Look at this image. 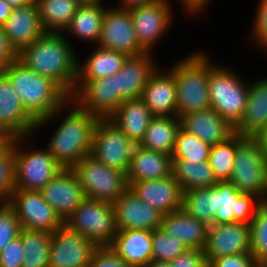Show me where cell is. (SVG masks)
I'll list each match as a JSON object with an SVG mask.
<instances>
[{
  "instance_id": "cell-58",
  "label": "cell",
  "mask_w": 267,
  "mask_h": 267,
  "mask_svg": "<svg viewBox=\"0 0 267 267\" xmlns=\"http://www.w3.org/2000/svg\"><path fill=\"white\" fill-rule=\"evenodd\" d=\"M254 267H267V262H256Z\"/></svg>"
},
{
  "instance_id": "cell-34",
  "label": "cell",
  "mask_w": 267,
  "mask_h": 267,
  "mask_svg": "<svg viewBox=\"0 0 267 267\" xmlns=\"http://www.w3.org/2000/svg\"><path fill=\"white\" fill-rule=\"evenodd\" d=\"M45 33H62L80 7L79 0H36Z\"/></svg>"
},
{
  "instance_id": "cell-19",
  "label": "cell",
  "mask_w": 267,
  "mask_h": 267,
  "mask_svg": "<svg viewBox=\"0 0 267 267\" xmlns=\"http://www.w3.org/2000/svg\"><path fill=\"white\" fill-rule=\"evenodd\" d=\"M117 230H149L159 228L163 214L142 201L128 188L112 204Z\"/></svg>"
},
{
  "instance_id": "cell-49",
  "label": "cell",
  "mask_w": 267,
  "mask_h": 267,
  "mask_svg": "<svg viewBox=\"0 0 267 267\" xmlns=\"http://www.w3.org/2000/svg\"><path fill=\"white\" fill-rule=\"evenodd\" d=\"M18 58V53L10 45L7 35L0 26V71H3Z\"/></svg>"
},
{
  "instance_id": "cell-33",
  "label": "cell",
  "mask_w": 267,
  "mask_h": 267,
  "mask_svg": "<svg viewBox=\"0 0 267 267\" xmlns=\"http://www.w3.org/2000/svg\"><path fill=\"white\" fill-rule=\"evenodd\" d=\"M172 175L179 183L182 192L211 187L218 182L208 161L194 162L183 158H172Z\"/></svg>"
},
{
  "instance_id": "cell-14",
  "label": "cell",
  "mask_w": 267,
  "mask_h": 267,
  "mask_svg": "<svg viewBox=\"0 0 267 267\" xmlns=\"http://www.w3.org/2000/svg\"><path fill=\"white\" fill-rule=\"evenodd\" d=\"M128 9L139 45L146 52L153 51L152 47L168 31L172 21V9L168 0H155Z\"/></svg>"
},
{
  "instance_id": "cell-53",
  "label": "cell",
  "mask_w": 267,
  "mask_h": 267,
  "mask_svg": "<svg viewBox=\"0 0 267 267\" xmlns=\"http://www.w3.org/2000/svg\"><path fill=\"white\" fill-rule=\"evenodd\" d=\"M153 1H155V0H123L118 7L128 9V8L136 6V5H142V4L153 2Z\"/></svg>"
},
{
  "instance_id": "cell-1",
  "label": "cell",
  "mask_w": 267,
  "mask_h": 267,
  "mask_svg": "<svg viewBox=\"0 0 267 267\" xmlns=\"http://www.w3.org/2000/svg\"><path fill=\"white\" fill-rule=\"evenodd\" d=\"M18 94L36 128L64 113L70 96L52 79L28 68L18 58L2 71ZM62 111V113H60Z\"/></svg>"
},
{
  "instance_id": "cell-48",
  "label": "cell",
  "mask_w": 267,
  "mask_h": 267,
  "mask_svg": "<svg viewBox=\"0 0 267 267\" xmlns=\"http://www.w3.org/2000/svg\"><path fill=\"white\" fill-rule=\"evenodd\" d=\"M169 263L171 267H204L207 264L204 251L196 248L186 249Z\"/></svg>"
},
{
  "instance_id": "cell-59",
  "label": "cell",
  "mask_w": 267,
  "mask_h": 267,
  "mask_svg": "<svg viewBox=\"0 0 267 267\" xmlns=\"http://www.w3.org/2000/svg\"><path fill=\"white\" fill-rule=\"evenodd\" d=\"M6 202L0 197V208L5 204Z\"/></svg>"
},
{
  "instance_id": "cell-42",
  "label": "cell",
  "mask_w": 267,
  "mask_h": 267,
  "mask_svg": "<svg viewBox=\"0 0 267 267\" xmlns=\"http://www.w3.org/2000/svg\"><path fill=\"white\" fill-rule=\"evenodd\" d=\"M251 253L256 262H267V206L260 205L250 223Z\"/></svg>"
},
{
  "instance_id": "cell-54",
  "label": "cell",
  "mask_w": 267,
  "mask_h": 267,
  "mask_svg": "<svg viewBox=\"0 0 267 267\" xmlns=\"http://www.w3.org/2000/svg\"><path fill=\"white\" fill-rule=\"evenodd\" d=\"M260 203L267 206V162L265 166L264 188L260 197Z\"/></svg>"
},
{
  "instance_id": "cell-41",
  "label": "cell",
  "mask_w": 267,
  "mask_h": 267,
  "mask_svg": "<svg viewBox=\"0 0 267 267\" xmlns=\"http://www.w3.org/2000/svg\"><path fill=\"white\" fill-rule=\"evenodd\" d=\"M186 249L188 247L182 241L166 234L160 227L152 231V261L171 262Z\"/></svg>"
},
{
  "instance_id": "cell-13",
  "label": "cell",
  "mask_w": 267,
  "mask_h": 267,
  "mask_svg": "<svg viewBox=\"0 0 267 267\" xmlns=\"http://www.w3.org/2000/svg\"><path fill=\"white\" fill-rule=\"evenodd\" d=\"M97 46L122 52L128 56L146 53L139 45L129 9L106 8Z\"/></svg>"
},
{
  "instance_id": "cell-23",
  "label": "cell",
  "mask_w": 267,
  "mask_h": 267,
  "mask_svg": "<svg viewBox=\"0 0 267 267\" xmlns=\"http://www.w3.org/2000/svg\"><path fill=\"white\" fill-rule=\"evenodd\" d=\"M129 188L163 215L182 209V190L173 175L164 179L133 182Z\"/></svg>"
},
{
  "instance_id": "cell-7",
  "label": "cell",
  "mask_w": 267,
  "mask_h": 267,
  "mask_svg": "<svg viewBox=\"0 0 267 267\" xmlns=\"http://www.w3.org/2000/svg\"><path fill=\"white\" fill-rule=\"evenodd\" d=\"M72 170L87 199L113 204L129 188L125 173L106 166L92 155L81 159Z\"/></svg>"
},
{
  "instance_id": "cell-57",
  "label": "cell",
  "mask_w": 267,
  "mask_h": 267,
  "mask_svg": "<svg viewBox=\"0 0 267 267\" xmlns=\"http://www.w3.org/2000/svg\"><path fill=\"white\" fill-rule=\"evenodd\" d=\"M80 4L99 5L101 6L103 0H79Z\"/></svg>"
},
{
  "instance_id": "cell-2",
  "label": "cell",
  "mask_w": 267,
  "mask_h": 267,
  "mask_svg": "<svg viewBox=\"0 0 267 267\" xmlns=\"http://www.w3.org/2000/svg\"><path fill=\"white\" fill-rule=\"evenodd\" d=\"M68 38L62 33H45L18 53L28 68L52 79L70 97L74 94L78 59Z\"/></svg>"
},
{
  "instance_id": "cell-56",
  "label": "cell",
  "mask_w": 267,
  "mask_h": 267,
  "mask_svg": "<svg viewBox=\"0 0 267 267\" xmlns=\"http://www.w3.org/2000/svg\"><path fill=\"white\" fill-rule=\"evenodd\" d=\"M145 267H171L169 262H149Z\"/></svg>"
},
{
  "instance_id": "cell-32",
  "label": "cell",
  "mask_w": 267,
  "mask_h": 267,
  "mask_svg": "<svg viewBox=\"0 0 267 267\" xmlns=\"http://www.w3.org/2000/svg\"><path fill=\"white\" fill-rule=\"evenodd\" d=\"M181 120L178 116H154L148 125L141 147L172 155Z\"/></svg>"
},
{
  "instance_id": "cell-44",
  "label": "cell",
  "mask_w": 267,
  "mask_h": 267,
  "mask_svg": "<svg viewBox=\"0 0 267 267\" xmlns=\"http://www.w3.org/2000/svg\"><path fill=\"white\" fill-rule=\"evenodd\" d=\"M251 36L257 46L267 50V0H260L257 5Z\"/></svg>"
},
{
  "instance_id": "cell-36",
  "label": "cell",
  "mask_w": 267,
  "mask_h": 267,
  "mask_svg": "<svg viewBox=\"0 0 267 267\" xmlns=\"http://www.w3.org/2000/svg\"><path fill=\"white\" fill-rule=\"evenodd\" d=\"M182 209L208 226L215 224V185L182 192Z\"/></svg>"
},
{
  "instance_id": "cell-20",
  "label": "cell",
  "mask_w": 267,
  "mask_h": 267,
  "mask_svg": "<svg viewBox=\"0 0 267 267\" xmlns=\"http://www.w3.org/2000/svg\"><path fill=\"white\" fill-rule=\"evenodd\" d=\"M40 192L64 222L86 199L83 188L72 169L62 168Z\"/></svg>"
},
{
  "instance_id": "cell-6",
  "label": "cell",
  "mask_w": 267,
  "mask_h": 267,
  "mask_svg": "<svg viewBox=\"0 0 267 267\" xmlns=\"http://www.w3.org/2000/svg\"><path fill=\"white\" fill-rule=\"evenodd\" d=\"M64 224L84 235L98 248L110 247L118 231L113 205L87 198L65 220Z\"/></svg>"
},
{
  "instance_id": "cell-29",
  "label": "cell",
  "mask_w": 267,
  "mask_h": 267,
  "mask_svg": "<svg viewBox=\"0 0 267 267\" xmlns=\"http://www.w3.org/2000/svg\"><path fill=\"white\" fill-rule=\"evenodd\" d=\"M208 225L188 215L183 209L164 214L160 228L188 248L204 250L208 235Z\"/></svg>"
},
{
  "instance_id": "cell-8",
  "label": "cell",
  "mask_w": 267,
  "mask_h": 267,
  "mask_svg": "<svg viewBox=\"0 0 267 267\" xmlns=\"http://www.w3.org/2000/svg\"><path fill=\"white\" fill-rule=\"evenodd\" d=\"M26 138H14L15 189L40 191L62 167L47 148L36 151L21 149L20 146H23L22 142H26Z\"/></svg>"
},
{
  "instance_id": "cell-22",
  "label": "cell",
  "mask_w": 267,
  "mask_h": 267,
  "mask_svg": "<svg viewBox=\"0 0 267 267\" xmlns=\"http://www.w3.org/2000/svg\"><path fill=\"white\" fill-rule=\"evenodd\" d=\"M151 53L129 56L117 72L118 107L125 100L141 98L150 76L158 68Z\"/></svg>"
},
{
  "instance_id": "cell-26",
  "label": "cell",
  "mask_w": 267,
  "mask_h": 267,
  "mask_svg": "<svg viewBox=\"0 0 267 267\" xmlns=\"http://www.w3.org/2000/svg\"><path fill=\"white\" fill-rule=\"evenodd\" d=\"M110 248L130 267H145L152 261V231L118 230Z\"/></svg>"
},
{
  "instance_id": "cell-55",
  "label": "cell",
  "mask_w": 267,
  "mask_h": 267,
  "mask_svg": "<svg viewBox=\"0 0 267 267\" xmlns=\"http://www.w3.org/2000/svg\"><path fill=\"white\" fill-rule=\"evenodd\" d=\"M13 8L21 7L29 3L34 2L35 0H5Z\"/></svg>"
},
{
  "instance_id": "cell-10",
  "label": "cell",
  "mask_w": 267,
  "mask_h": 267,
  "mask_svg": "<svg viewBox=\"0 0 267 267\" xmlns=\"http://www.w3.org/2000/svg\"><path fill=\"white\" fill-rule=\"evenodd\" d=\"M136 144L108 118H99L94 132L91 155L108 167L127 173Z\"/></svg>"
},
{
  "instance_id": "cell-39",
  "label": "cell",
  "mask_w": 267,
  "mask_h": 267,
  "mask_svg": "<svg viewBox=\"0 0 267 267\" xmlns=\"http://www.w3.org/2000/svg\"><path fill=\"white\" fill-rule=\"evenodd\" d=\"M211 145L180 128L177 132L172 158L205 162L209 160Z\"/></svg>"
},
{
  "instance_id": "cell-43",
  "label": "cell",
  "mask_w": 267,
  "mask_h": 267,
  "mask_svg": "<svg viewBox=\"0 0 267 267\" xmlns=\"http://www.w3.org/2000/svg\"><path fill=\"white\" fill-rule=\"evenodd\" d=\"M21 230L20 220L6 202L0 208V252L9 242L20 236Z\"/></svg>"
},
{
  "instance_id": "cell-52",
  "label": "cell",
  "mask_w": 267,
  "mask_h": 267,
  "mask_svg": "<svg viewBox=\"0 0 267 267\" xmlns=\"http://www.w3.org/2000/svg\"><path fill=\"white\" fill-rule=\"evenodd\" d=\"M254 138L257 140L260 150L267 159V127L259 132Z\"/></svg>"
},
{
  "instance_id": "cell-24",
  "label": "cell",
  "mask_w": 267,
  "mask_h": 267,
  "mask_svg": "<svg viewBox=\"0 0 267 267\" xmlns=\"http://www.w3.org/2000/svg\"><path fill=\"white\" fill-rule=\"evenodd\" d=\"M181 128L211 146L231 137L234 127L211 107L183 115Z\"/></svg>"
},
{
  "instance_id": "cell-3",
  "label": "cell",
  "mask_w": 267,
  "mask_h": 267,
  "mask_svg": "<svg viewBox=\"0 0 267 267\" xmlns=\"http://www.w3.org/2000/svg\"><path fill=\"white\" fill-rule=\"evenodd\" d=\"M69 110L46 147L64 169H72L81 159L91 155L93 132L99 120L98 116L77 105Z\"/></svg>"
},
{
  "instance_id": "cell-35",
  "label": "cell",
  "mask_w": 267,
  "mask_h": 267,
  "mask_svg": "<svg viewBox=\"0 0 267 267\" xmlns=\"http://www.w3.org/2000/svg\"><path fill=\"white\" fill-rule=\"evenodd\" d=\"M105 10L103 5L81 4L65 32L70 31L69 33L79 40L95 42L96 45L100 38Z\"/></svg>"
},
{
  "instance_id": "cell-38",
  "label": "cell",
  "mask_w": 267,
  "mask_h": 267,
  "mask_svg": "<svg viewBox=\"0 0 267 267\" xmlns=\"http://www.w3.org/2000/svg\"><path fill=\"white\" fill-rule=\"evenodd\" d=\"M236 148L237 133H234L226 141L211 146L208 162L217 181L230 180Z\"/></svg>"
},
{
  "instance_id": "cell-12",
  "label": "cell",
  "mask_w": 267,
  "mask_h": 267,
  "mask_svg": "<svg viewBox=\"0 0 267 267\" xmlns=\"http://www.w3.org/2000/svg\"><path fill=\"white\" fill-rule=\"evenodd\" d=\"M98 247L63 224L51 233L49 267H88Z\"/></svg>"
},
{
  "instance_id": "cell-18",
  "label": "cell",
  "mask_w": 267,
  "mask_h": 267,
  "mask_svg": "<svg viewBox=\"0 0 267 267\" xmlns=\"http://www.w3.org/2000/svg\"><path fill=\"white\" fill-rule=\"evenodd\" d=\"M250 225L240 222L212 224L204 254L207 264L214 258L251 252Z\"/></svg>"
},
{
  "instance_id": "cell-21",
  "label": "cell",
  "mask_w": 267,
  "mask_h": 267,
  "mask_svg": "<svg viewBox=\"0 0 267 267\" xmlns=\"http://www.w3.org/2000/svg\"><path fill=\"white\" fill-rule=\"evenodd\" d=\"M5 34L13 49L20 53L45 34L41 24L36 0L27 5L13 9L3 25Z\"/></svg>"
},
{
  "instance_id": "cell-31",
  "label": "cell",
  "mask_w": 267,
  "mask_h": 267,
  "mask_svg": "<svg viewBox=\"0 0 267 267\" xmlns=\"http://www.w3.org/2000/svg\"><path fill=\"white\" fill-rule=\"evenodd\" d=\"M153 117L145 102L137 98L125 100L108 119L139 145Z\"/></svg>"
},
{
  "instance_id": "cell-27",
  "label": "cell",
  "mask_w": 267,
  "mask_h": 267,
  "mask_svg": "<svg viewBox=\"0 0 267 267\" xmlns=\"http://www.w3.org/2000/svg\"><path fill=\"white\" fill-rule=\"evenodd\" d=\"M172 175V156L136 145L126 173L128 187L133 182L164 179Z\"/></svg>"
},
{
  "instance_id": "cell-5",
  "label": "cell",
  "mask_w": 267,
  "mask_h": 267,
  "mask_svg": "<svg viewBox=\"0 0 267 267\" xmlns=\"http://www.w3.org/2000/svg\"><path fill=\"white\" fill-rule=\"evenodd\" d=\"M229 69L215 65L210 70V107L235 127L245 112L249 84Z\"/></svg>"
},
{
  "instance_id": "cell-50",
  "label": "cell",
  "mask_w": 267,
  "mask_h": 267,
  "mask_svg": "<svg viewBox=\"0 0 267 267\" xmlns=\"http://www.w3.org/2000/svg\"><path fill=\"white\" fill-rule=\"evenodd\" d=\"M211 0H179L183 7L190 13H196L203 8L207 7V4L210 3Z\"/></svg>"
},
{
  "instance_id": "cell-4",
  "label": "cell",
  "mask_w": 267,
  "mask_h": 267,
  "mask_svg": "<svg viewBox=\"0 0 267 267\" xmlns=\"http://www.w3.org/2000/svg\"><path fill=\"white\" fill-rule=\"evenodd\" d=\"M215 66L206 53H192L170 68L176 82V116L210 108L209 77Z\"/></svg>"
},
{
  "instance_id": "cell-37",
  "label": "cell",
  "mask_w": 267,
  "mask_h": 267,
  "mask_svg": "<svg viewBox=\"0 0 267 267\" xmlns=\"http://www.w3.org/2000/svg\"><path fill=\"white\" fill-rule=\"evenodd\" d=\"M20 238L25 254L22 267H49L51 233L22 228Z\"/></svg>"
},
{
  "instance_id": "cell-40",
  "label": "cell",
  "mask_w": 267,
  "mask_h": 267,
  "mask_svg": "<svg viewBox=\"0 0 267 267\" xmlns=\"http://www.w3.org/2000/svg\"><path fill=\"white\" fill-rule=\"evenodd\" d=\"M14 189V138L0 139V197L7 202Z\"/></svg>"
},
{
  "instance_id": "cell-17",
  "label": "cell",
  "mask_w": 267,
  "mask_h": 267,
  "mask_svg": "<svg viewBox=\"0 0 267 267\" xmlns=\"http://www.w3.org/2000/svg\"><path fill=\"white\" fill-rule=\"evenodd\" d=\"M71 103L99 118H109L118 108L117 73L84 83L71 97Z\"/></svg>"
},
{
  "instance_id": "cell-15",
  "label": "cell",
  "mask_w": 267,
  "mask_h": 267,
  "mask_svg": "<svg viewBox=\"0 0 267 267\" xmlns=\"http://www.w3.org/2000/svg\"><path fill=\"white\" fill-rule=\"evenodd\" d=\"M36 126L7 76L0 71V139L27 137L29 141Z\"/></svg>"
},
{
  "instance_id": "cell-30",
  "label": "cell",
  "mask_w": 267,
  "mask_h": 267,
  "mask_svg": "<svg viewBox=\"0 0 267 267\" xmlns=\"http://www.w3.org/2000/svg\"><path fill=\"white\" fill-rule=\"evenodd\" d=\"M84 64H77V79L74 93L87 81L116 74L129 57L127 54L96 45Z\"/></svg>"
},
{
  "instance_id": "cell-25",
  "label": "cell",
  "mask_w": 267,
  "mask_h": 267,
  "mask_svg": "<svg viewBox=\"0 0 267 267\" xmlns=\"http://www.w3.org/2000/svg\"><path fill=\"white\" fill-rule=\"evenodd\" d=\"M167 71L158 67L141 96L153 116H176V82L173 72Z\"/></svg>"
},
{
  "instance_id": "cell-11",
  "label": "cell",
  "mask_w": 267,
  "mask_h": 267,
  "mask_svg": "<svg viewBox=\"0 0 267 267\" xmlns=\"http://www.w3.org/2000/svg\"><path fill=\"white\" fill-rule=\"evenodd\" d=\"M7 204L14 210L23 229L53 233L64 224L40 191L14 189Z\"/></svg>"
},
{
  "instance_id": "cell-9",
  "label": "cell",
  "mask_w": 267,
  "mask_h": 267,
  "mask_svg": "<svg viewBox=\"0 0 267 267\" xmlns=\"http://www.w3.org/2000/svg\"><path fill=\"white\" fill-rule=\"evenodd\" d=\"M266 162L254 137L237 134V148L229 181L239 192L260 198L264 188Z\"/></svg>"
},
{
  "instance_id": "cell-51",
  "label": "cell",
  "mask_w": 267,
  "mask_h": 267,
  "mask_svg": "<svg viewBox=\"0 0 267 267\" xmlns=\"http://www.w3.org/2000/svg\"><path fill=\"white\" fill-rule=\"evenodd\" d=\"M13 7L10 6L5 0H0V26H3L11 13L13 12Z\"/></svg>"
},
{
  "instance_id": "cell-46",
  "label": "cell",
  "mask_w": 267,
  "mask_h": 267,
  "mask_svg": "<svg viewBox=\"0 0 267 267\" xmlns=\"http://www.w3.org/2000/svg\"><path fill=\"white\" fill-rule=\"evenodd\" d=\"M255 258L251 252L236 255H226L212 259L209 267H254Z\"/></svg>"
},
{
  "instance_id": "cell-16",
  "label": "cell",
  "mask_w": 267,
  "mask_h": 267,
  "mask_svg": "<svg viewBox=\"0 0 267 267\" xmlns=\"http://www.w3.org/2000/svg\"><path fill=\"white\" fill-rule=\"evenodd\" d=\"M260 198L239 192L230 181L215 184V224L240 222L250 225Z\"/></svg>"
},
{
  "instance_id": "cell-47",
  "label": "cell",
  "mask_w": 267,
  "mask_h": 267,
  "mask_svg": "<svg viewBox=\"0 0 267 267\" xmlns=\"http://www.w3.org/2000/svg\"><path fill=\"white\" fill-rule=\"evenodd\" d=\"M88 267H130L121 258H119L110 247L98 248Z\"/></svg>"
},
{
  "instance_id": "cell-28",
  "label": "cell",
  "mask_w": 267,
  "mask_h": 267,
  "mask_svg": "<svg viewBox=\"0 0 267 267\" xmlns=\"http://www.w3.org/2000/svg\"><path fill=\"white\" fill-rule=\"evenodd\" d=\"M267 127V78L249 84L244 115L234 127L243 137H255Z\"/></svg>"
},
{
  "instance_id": "cell-45",
  "label": "cell",
  "mask_w": 267,
  "mask_h": 267,
  "mask_svg": "<svg viewBox=\"0 0 267 267\" xmlns=\"http://www.w3.org/2000/svg\"><path fill=\"white\" fill-rule=\"evenodd\" d=\"M24 248L19 237L9 242L0 252V267H22Z\"/></svg>"
}]
</instances>
